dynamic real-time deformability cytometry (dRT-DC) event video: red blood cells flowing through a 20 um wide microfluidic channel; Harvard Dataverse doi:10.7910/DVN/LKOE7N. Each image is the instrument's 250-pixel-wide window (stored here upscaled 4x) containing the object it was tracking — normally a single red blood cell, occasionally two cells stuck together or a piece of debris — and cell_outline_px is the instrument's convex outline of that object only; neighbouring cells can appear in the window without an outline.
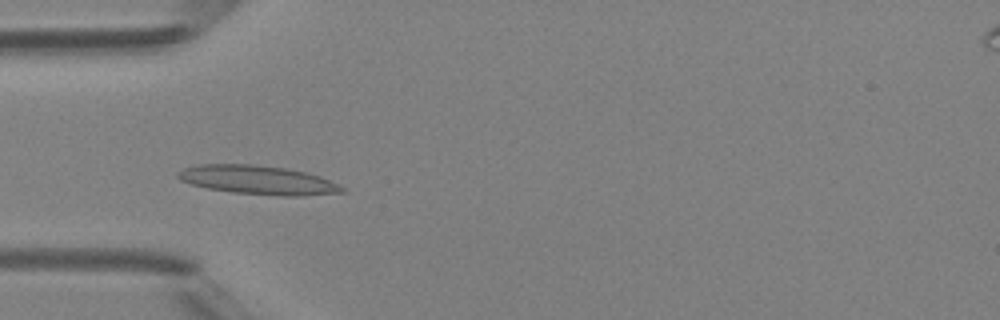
{"species": "Egyptian fruit bat (a non-hibernating species)", "species_latin": "Rousettus aegyptiacus", "temperature_condition": "room temperature", "stored_images_in_passage": 5, "camera_frame_rate_fps": 3000, "um_per_image_px": 0.085, "animal": {"sex": "female"}, "frame": {"image": 1, "passage_image": 5, "time_ms": 4.333, "image_size_px": [1000, 320], "cell_outline_px": [[344, 192], [300, 196], [280, 196], [232, 192], [208, 188], [192, 184], [180, 180], [176, 176], [176, 172], [184, 168], [196, 164], [252, 164], [284, 168], [304, 172], [320, 176], [340, 184], [344, 188]], "centroid_in_image_um": [21.91, 15.3], "position_along_channel_um": 63.1, "area_um2": 27.63}}